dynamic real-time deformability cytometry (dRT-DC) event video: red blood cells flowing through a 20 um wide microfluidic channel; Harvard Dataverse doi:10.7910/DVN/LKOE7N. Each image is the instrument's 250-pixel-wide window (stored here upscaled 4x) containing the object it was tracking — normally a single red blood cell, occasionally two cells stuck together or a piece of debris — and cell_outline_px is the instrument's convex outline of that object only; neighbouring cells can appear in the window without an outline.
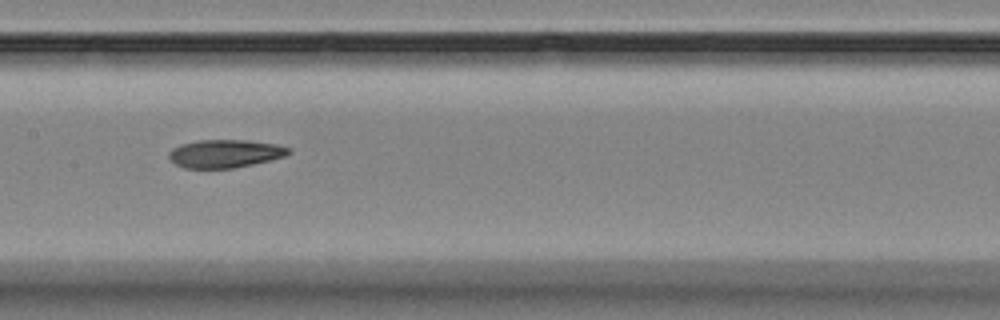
{"species": "Egyptian fruit bat (a non-hibernating species)", "species_latin": "Rousettus aegyptiacus", "temperature_condition": "room temperature", "stored_images_in_passage": 9, "camera_frame_rate_fps": 3000, "um_per_image_px": 0.085, "animal": {"sex": "female"}, "frame": {"image": 1, "passage_image": 6, "time_ms": 7.333, "image_size_px": [1000, 320], "cell_outline_px": [[292, 152], [284, 156], [272, 160], [232, 168], [184, 168], [176, 164], [168, 156], [168, 152], [172, 148], [180, 144], [196, 140], [248, 140], [276, 144], [288, 148]], "centroid_in_image_um": [19.11, 13.05], "position_along_channel_um": 188.3, "area_um2": 19.59}}
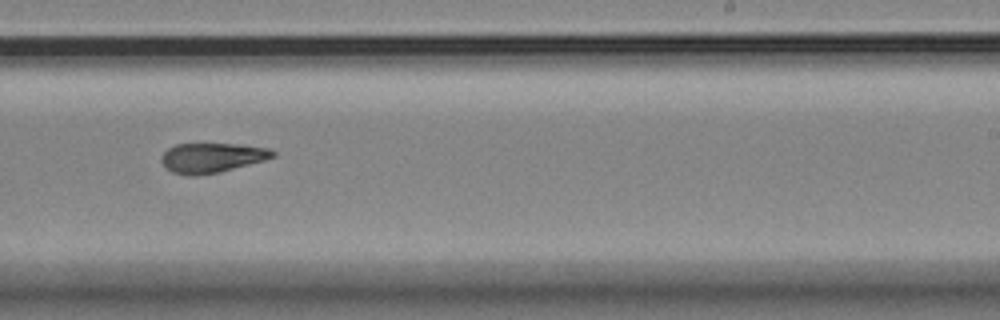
{"frame": {"image": 2, "passage_image": 8, "time_ms": 9.667, "image_size_px": [1000, 320], "cell_outline_px": [[276, 156], [264, 160], [220, 172], [196, 176], [188, 176], [172, 172], [160, 160], [160, 156], [168, 148], [176, 144], [236, 144], [268, 148], [276, 152]], "centroid_in_image_um": [18.0, 13.41], "position_along_channel_um": 271.0, "area_um2": 19.25}}
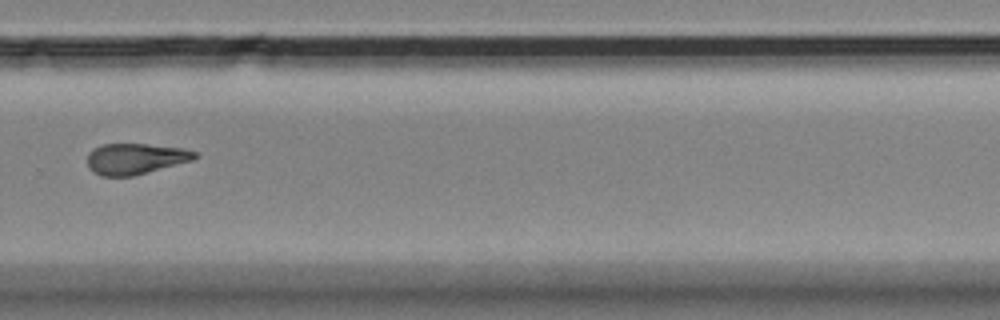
{"frame": {"image": 3, "passage_image": 9, "time_ms": 11.0, "image_size_px": [1000, 320], "cell_outline_px": [[200, 156], [192, 160], [132, 176], [100, 176], [92, 172], [88, 168], [88, 152], [92, 148], [100, 144], [148, 144], [184, 148], [196, 152]], "centroid_in_image_um": [11.47, 13.48], "position_along_channel_um": 318.3, "area_um2": 19.48}}